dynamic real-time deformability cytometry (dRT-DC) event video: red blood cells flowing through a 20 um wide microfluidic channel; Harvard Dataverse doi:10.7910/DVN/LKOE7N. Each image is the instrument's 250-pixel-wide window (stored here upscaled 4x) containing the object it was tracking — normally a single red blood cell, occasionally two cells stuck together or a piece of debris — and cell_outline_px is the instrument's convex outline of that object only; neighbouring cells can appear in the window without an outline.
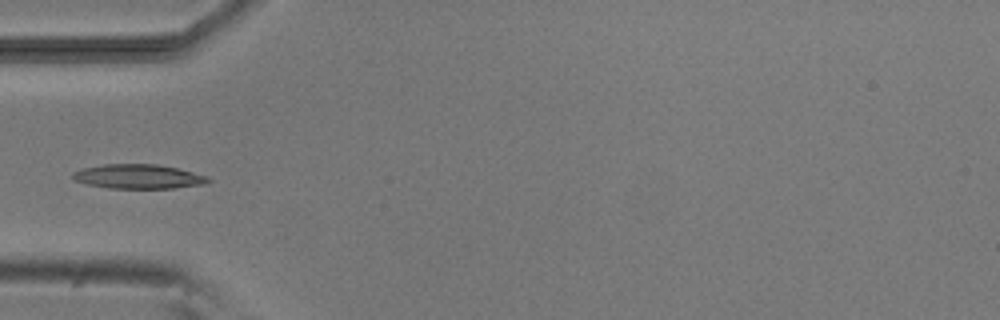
{"species": "common noctule bat (a hibernating species)", "species_latin": "Nyctalus noctula", "temperature_condition": "room temperature", "stored_images_in_passage": 5, "camera_frame_rate_fps": 3000, "um_per_image_px": 0.085, "animal": {"sex": "male", "body_mass_g": 20.5, "forearm_length_mm": 52.5}, "frame": {"image": 1, "passage_image": 4, "time_ms": 3.333, "image_size_px": [1000, 320], "cell_outline_px": [[212, 180], [208, 184], [176, 188], [108, 188], [88, 184], [72, 180], [72, 172], [80, 168], [104, 164], [156, 164], [176, 168], [208, 176]], "centroid_in_image_um": [11.76, 15.01], "position_along_channel_um": 73.2, "area_um2": 19.42}}
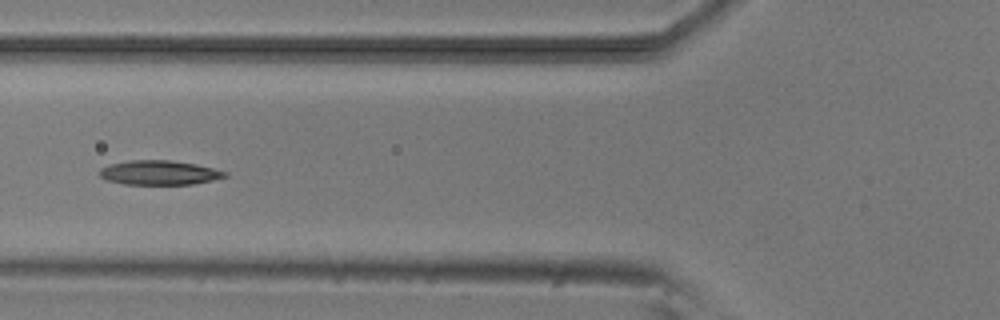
{"frame": {"image": 2, "passage_image": 5, "time_ms": 4.333, "image_size_px": [1000, 320], "cell_outline_px": [[228, 176], [212, 180], [192, 184], [124, 184], [104, 180], [96, 172], [100, 168], [108, 164], [128, 160], [172, 160], [196, 164], [228, 172]], "centroid_in_image_um": [13.47, 14.67], "position_along_channel_um": 112.3, "area_um2": 18.03}}